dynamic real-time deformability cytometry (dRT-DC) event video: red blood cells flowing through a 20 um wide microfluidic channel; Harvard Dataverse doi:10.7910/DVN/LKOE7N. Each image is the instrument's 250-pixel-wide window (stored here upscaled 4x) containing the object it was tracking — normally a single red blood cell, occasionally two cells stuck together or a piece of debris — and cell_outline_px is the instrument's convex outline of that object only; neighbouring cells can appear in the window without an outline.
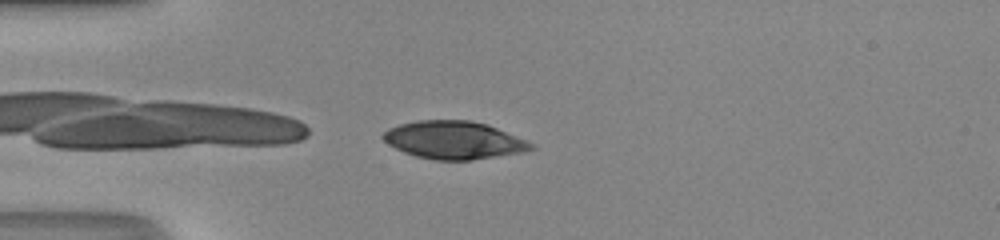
{"species": "human", "species_latin": "Homo sapiens", "temperature_condition": "room temperature", "stored_images_in_passage": 37, "camera_frame_rate_fps": 3000, "um_per_image_px": 0.085, "donor": {"sex": "male"}, "frame": {"image": 1, "passage_image": 1, "time_ms": 0.0, "image_size_px": [1000, 240], "cell_outline_px": [[536, 148], [524, 152], [472, 160], [436, 160], [416, 156], [404, 152], [388, 144], [380, 136], [388, 128], [400, 124], [416, 120], [468, 120], [488, 124], [528, 140], [536, 144]], "centroid_in_image_um": [38.62, 11.9], "position_along_channel_um": 46.4, "area_um2": 32.89}}
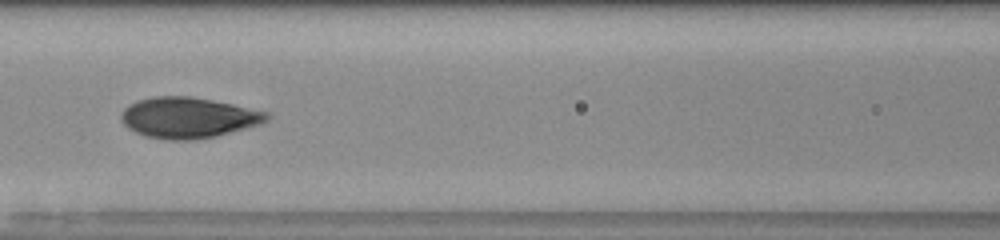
{"frame": {"image": 2, "passage_image": 10, "time_ms": 3.0, "image_size_px": [1000, 240], "cell_outline_px": [[272, 116], [268, 120], [260, 124], [216, 136], [192, 140], [168, 140], [144, 136], [128, 128], [120, 120], [120, 116], [124, 108], [128, 104], [152, 96], [188, 96], [212, 100], [232, 104], [268, 112]], "centroid_in_image_um": [15.99, 10.0], "position_along_channel_um": 150.6, "area_um2": 34.62}}
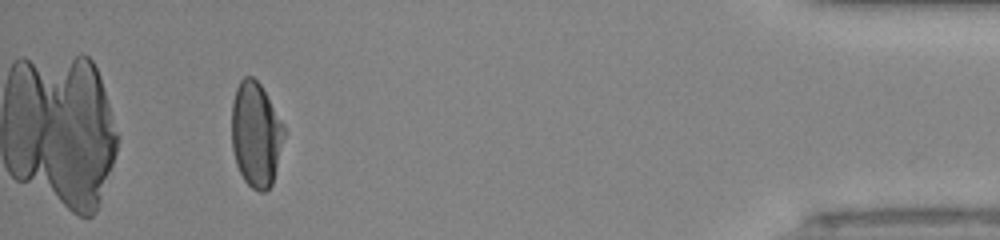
{"frame": {"image": 3, "passage_image": 33, "time_ms": 10.667, "image_size_px": [1000, 240], "cell_outline_px": [[284, 136], [272, 184], [264, 192], [260, 192], [252, 188], [244, 180], [236, 164], [232, 148], [232, 100], [236, 88], [240, 80], [244, 76], [252, 76], [260, 84], [280, 120], [284, 128]], "centroid_in_image_um": [21.72, 11.43], "position_along_channel_um": 413.5, "area_um2": 31.62}, "authors_computed_cell_mechanics": {"area_um2": 33.3506, "velocity_mm_per_s": 4.2283, "shape_relaxation_time_tau1_ms": 4.8195, "shape_relaxation_time_tau2_ms": null, "deformation_change_tau1": 0.2091, "deformation_change_tau2": null}}